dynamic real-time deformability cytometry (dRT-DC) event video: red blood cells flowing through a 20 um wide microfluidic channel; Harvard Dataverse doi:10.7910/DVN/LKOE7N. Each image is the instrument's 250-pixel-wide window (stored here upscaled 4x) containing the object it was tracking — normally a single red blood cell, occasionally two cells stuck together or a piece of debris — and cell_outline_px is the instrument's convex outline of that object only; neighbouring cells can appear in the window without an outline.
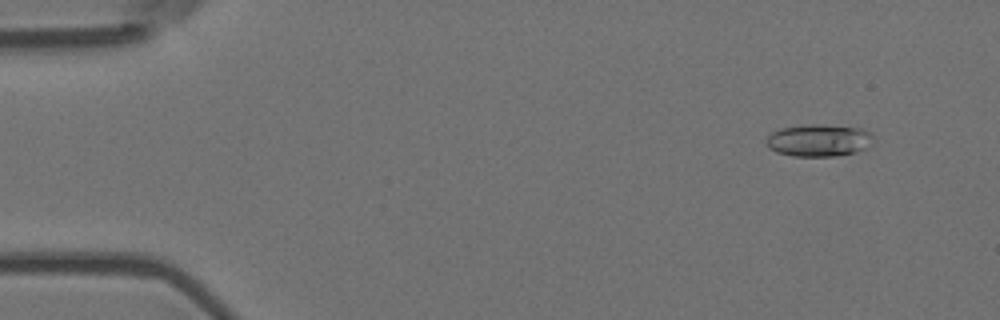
{"species": "Egyptian fruit bat (a non-hibernating species)", "species_latin": "Rousettus aegyptiacus", "temperature_condition": "room temperature", "stored_images_in_passage": 55, "camera_frame_rate_fps": 3000, "um_per_image_px": 0.085, "animal": {"sex": "female"}, "frame": {"image": 1, "passage_image": 4, "time_ms": 1.0, "image_size_px": [1000, 320], "cell_outline_px": [[876, 140], [872, 144], [856, 152], [836, 156], [792, 156], [776, 152], [768, 148], [768, 136], [772, 132], [780, 128], [808, 124], [816, 124], [864, 128], [872, 132]], "centroid_in_image_um": [69.66, 11.92], "position_along_channel_um": 15.3, "area_um2": 20.35}}
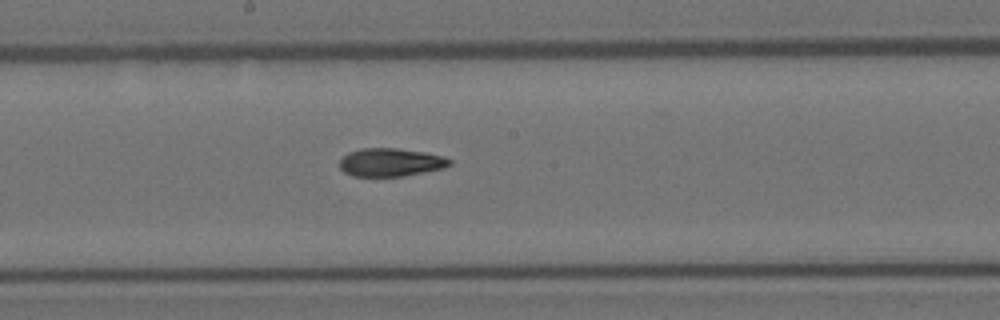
{"frame": {"image": 2, "passage_image": 29, "time_ms": 9.333, "image_size_px": [1000, 320], "cell_outline_px": [[452, 164], [444, 168], [404, 176], [352, 176], [344, 172], [340, 168], [340, 160], [348, 152], [360, 148], [396, 148], [424, 152], [444, 156], [452, 160]], "centroid_in_image_um": [33.22, 13.79], "position_along_channel_um": 215.0, "area_um2": 18.15}}
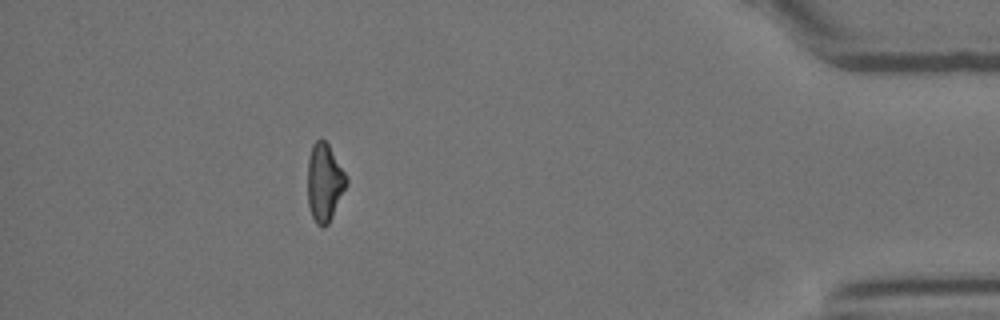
{"frame": {"image": 3, "passage_image": 49, "time_ms": 16.0, "image_size_px": [1000, 320], "cell_outline_px": [[348, 184], [328, 224], [324, 228], [320, 228], [316, 224], [312, 216], [308, 204], [308, 156], [312, 144], [316, 140], [324, 140], [328, 144], [348, 176]], "centroid_in_image_um": [27.59, 15.52], "position_along_channel_um": 407.6, "area_um2": 17.8}, "authors_computed_cell_mechanics": {"area_um2": 18.6116, "velocity_mm_per_s": 3.6735, "shape_relaxation_time_tau1_ms": 6.3262, "shape_relaxation_time_tau2_ms": 3.9241, "deformation_change_tau1": 0.1888, "deformation_change_tau2": 0.1001}}